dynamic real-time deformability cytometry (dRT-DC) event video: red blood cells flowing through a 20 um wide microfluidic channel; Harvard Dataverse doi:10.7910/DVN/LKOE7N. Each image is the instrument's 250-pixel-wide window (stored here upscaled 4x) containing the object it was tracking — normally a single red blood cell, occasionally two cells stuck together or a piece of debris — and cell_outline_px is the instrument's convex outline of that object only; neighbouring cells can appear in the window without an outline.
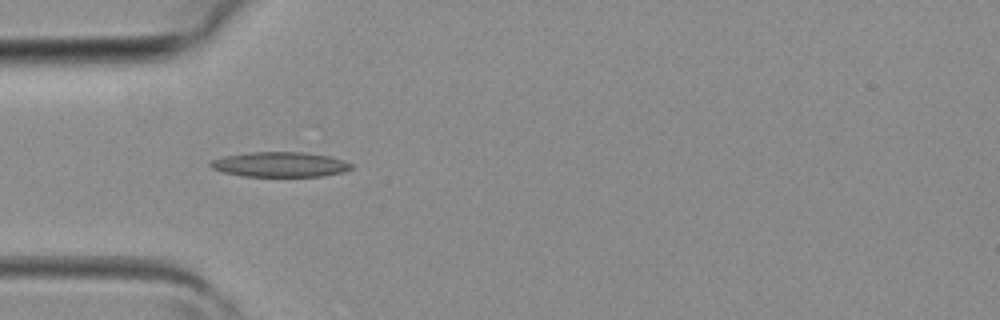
{"species": "common noctule bat (a hibernating species)", "species_latin": "Nyctalus noctula", "temperature_condition": "room temperature", "stored_images_in_passage": 4, "camera_frame_rate_fps": 3000, "um_per_image_px": 0.085, "animal": {"sex": "female", "body_mass_g": 19.3, "forearm_length_mm": 54.1}, "frame": {"image": 1, "passage_image": 4, "time_ms": 1.0, "image_size_px": [1000, 320], "cell_outline_px": [[352, 168], [344, 172], [324, 176], [240, 176], [224, 172], [212, 168], [208, 164], [212, 160], [224, 156], [248, 152], [300, 152], [328, 156], [344, 160], [352, 164]], "centroid_in_image_um": [23.8, 13.98], "position_along_channel_um": 61.2, "area_um2": 20.46}}